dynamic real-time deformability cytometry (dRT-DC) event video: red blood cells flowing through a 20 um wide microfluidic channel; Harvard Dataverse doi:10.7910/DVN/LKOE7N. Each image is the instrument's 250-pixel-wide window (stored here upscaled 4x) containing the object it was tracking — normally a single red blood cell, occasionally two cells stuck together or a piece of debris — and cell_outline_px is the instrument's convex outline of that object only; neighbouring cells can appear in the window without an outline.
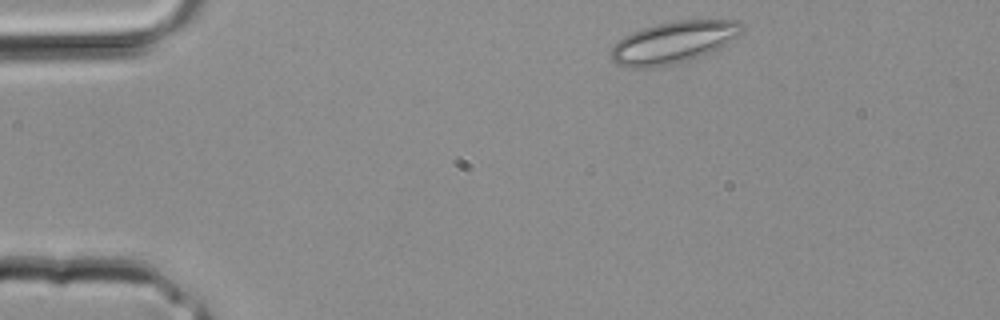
{"species": "common noctule bat (a hibernating species)", "species_latin": "Nyctalus noctula", "temperature_condition": "room temperature", "stored_images_in_passage": 30, "camera_frame_rate_fps": 3000, "um_per_image_px": 0.085, "animal": {"sex": "male", "body_mass_g": 20.4}, "frame": {"image": 1, "passage_image": 1, "time_ms": 0.0, "image_size_px": [1000, 320], "cell_outline_px": [[744, 32], [728, 44], [700, 56], [688, 60], [652, 68], [628, 68], [616, 64], [608, 56], [608, 52], [616, 40], [632, 32], [656, 24], [676, 20], [736, 20], [744, 24]], "centroid_in_image_um": [57.22, 3.6], "position_along_channel_um": 27.8, "area_um2": 32.37}}
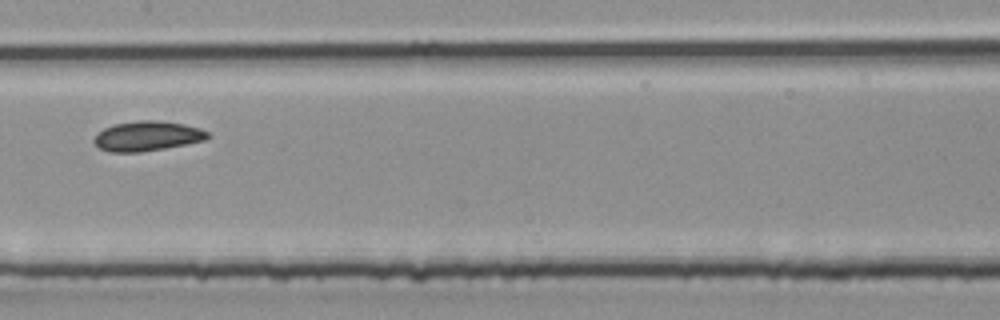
{"frame": {"image": 2, "passage_image": 13, "time_ms": 4.0, "image_size_px": [1000, 320], "cell_outline_px": [[212, 136], [204, 140], [164, 148], [140, 152], [108, 152], [100, 148], [92, 140], [104, 128], [116, 124], [140, 120], [156, 120], [184, 124], [200, 128], [208, 132]], "centroid_in_image_um": [12.53, 11.56], "position_along_channel_um": 194.9, "area_um2": 19.54}}
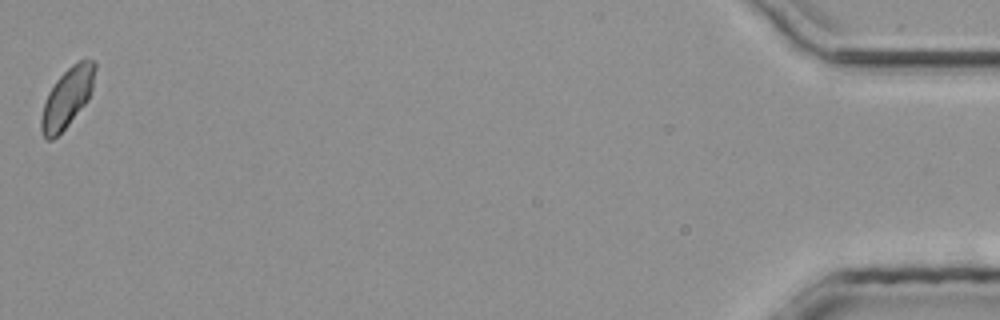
{"frame": {"image": 3, "passage_image": 30, "time_ms": 9.667, "image_size_px": [1000, 320], "cell_outline_px": [[96, 68], [92, 88], [88, 100], [68, 124], [52, 140], [48, 140], [44, 136], [40, 128], [40, 120], [44, 104], [48, 92], [56, 80], [72, 64], [84, 56], [96, 60]], "centroid_in_image_um": [5.74, 8.23], "position_along_channel_um": 429.5, "area_um2": 18.67}}